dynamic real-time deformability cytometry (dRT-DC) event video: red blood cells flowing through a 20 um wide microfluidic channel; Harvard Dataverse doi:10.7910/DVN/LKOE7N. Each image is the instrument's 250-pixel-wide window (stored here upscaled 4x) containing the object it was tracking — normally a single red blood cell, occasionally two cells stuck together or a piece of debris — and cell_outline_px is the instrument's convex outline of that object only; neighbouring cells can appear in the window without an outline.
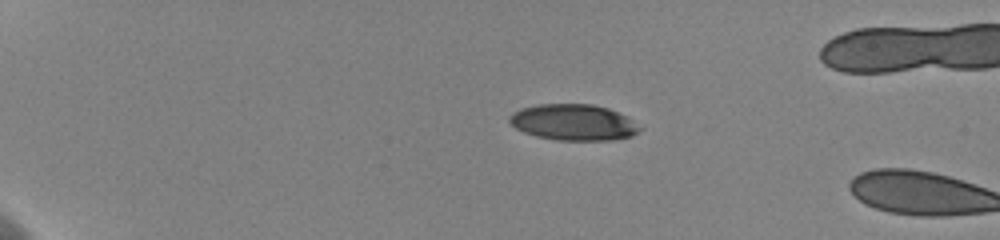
{"species": "human", "species_latin": "Homo sapiens", "temperature_condition": "cold", "stored_images_in_passage": 8, "camera_frame_rate_fps": 3000, "um_per_image_px": 0.085, "donor": {"sex": "female"}, "frame": {"image": 1, "passage_image": 1, "time_ms": 0.0, "image_size_px": [1000, 240], "cell_outline_px": [[644, 128], [632, 136], [612, 140], [556, 140], [536, 136], [524, 132], [516, 128], [508, 120], [508, 116], [512, 112], [520, 108], [536, 104], [592, 104], [608, 108], [628, 116]], "centroid_in_image_um": [48.77, 10.39], "position_along_channel_um": 36.2, "area_um2": 27.74}}